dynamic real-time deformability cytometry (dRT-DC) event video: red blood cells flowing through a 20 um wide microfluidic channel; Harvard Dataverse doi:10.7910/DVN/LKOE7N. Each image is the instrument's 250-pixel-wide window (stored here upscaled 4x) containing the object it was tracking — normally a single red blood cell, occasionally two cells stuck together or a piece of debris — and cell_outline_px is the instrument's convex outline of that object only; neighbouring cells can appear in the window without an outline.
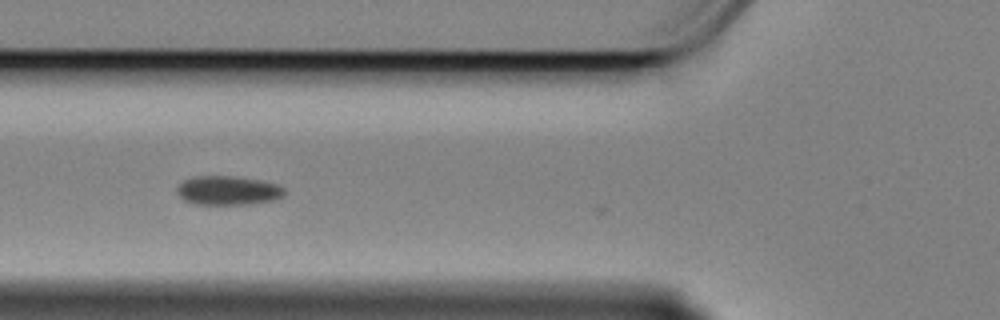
{"species": "Egyptian fruit bat (a non-hibernating species)", "species_latin": "Rousettus aegyptiacus", "temperature_condition": "cold", "stored_images_in_passage": 3, "camera_frame_rate_fps": 3000, "um_per_image_px": 0.085, "animal": {"sex": "female"}, "frame": {"image": 1, "passage_image": 2, "time_ms": 0.333, "image_size_px": [1000, 320], "cell_outline_px": [[288, 192], [284, 196], [272, 200], [248, 204], [196, 204], [184, 200], [176, 192], [176, 188], [184, 180], [192, 176], [236, 176], [264, 180], [280, 184]], "centroid_in_image_um": [19.43, 16.17], "position_along_channel_um": 106.4, "area_um2": 18.5}}